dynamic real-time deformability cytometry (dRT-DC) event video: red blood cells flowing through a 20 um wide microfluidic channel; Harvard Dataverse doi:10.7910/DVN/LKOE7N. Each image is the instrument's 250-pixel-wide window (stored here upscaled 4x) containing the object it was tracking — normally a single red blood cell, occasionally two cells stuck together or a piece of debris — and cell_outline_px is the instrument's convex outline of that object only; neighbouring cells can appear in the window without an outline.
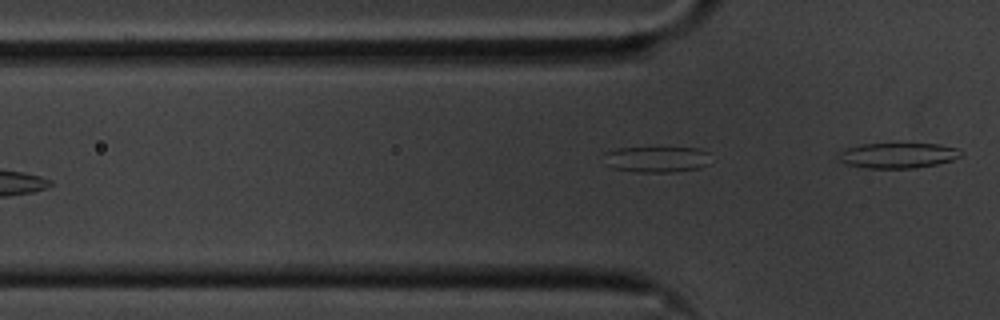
{"species": "common noctule bat (a hibernating species)", "species_latin": "Nyctalus noctula", "temperature_condition": "cold", "stored_images_in_passage": 5, "camera_frame_rate_fps": 3000, "um_per_image_px": 0.085, "animal": {"sex": "male", "body_mass_g": 20.1, "forearm_length_mm": 53.5}, "frame": {"image": 1, "passage_image": 2, "time_ms": 0.333, "image_size_px": [1000, 320], "cell_outline_px": [[708, 164], [700, 168], [672, 172], [636, 172], [612, 168], [604, 164], [604, 152], [616, 148], [700, 148], [708, 152]], "centroid_in_image_um": [55.77, 13.54], "position_along_channel_um": 70.0, "area_um2": 16.3}}